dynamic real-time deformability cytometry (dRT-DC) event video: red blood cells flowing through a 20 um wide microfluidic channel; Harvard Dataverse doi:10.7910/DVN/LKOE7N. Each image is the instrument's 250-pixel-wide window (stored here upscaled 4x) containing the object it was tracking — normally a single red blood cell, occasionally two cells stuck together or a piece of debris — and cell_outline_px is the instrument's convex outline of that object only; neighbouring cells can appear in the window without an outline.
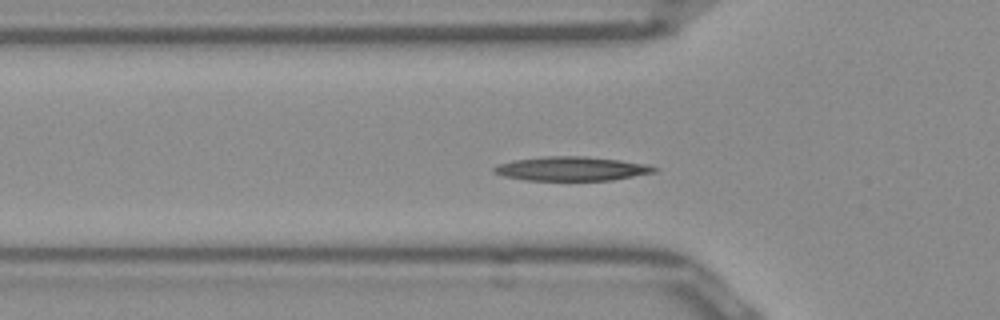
{"species": "Egyptian fruit bat (a non-hibernating species)", "species_latin": "Rousettus aegyptiacus", "temperature_condition": "room temperature", "stored_images_in_passage": 37, "camera_frame_rate_fps": 3000, "um_per_image_px": 0.085, "frame": {"image": 1, "passage_image": 14, "time_ms": 4.333, "image_size_px": [1000, 320], "cell_outline_px": [[660, 168], [656, 172], [612, 180], [524, 180], [504, 176], [492, 172], [492, 168], [496, 164], [512, 160], [544, 156], [584, 156], [620, 160], [648, 164]], "centroid_in_image_um": [48.57, 14.33], "position_along_channel_um": 77.2, "area_um2": 22.72}}
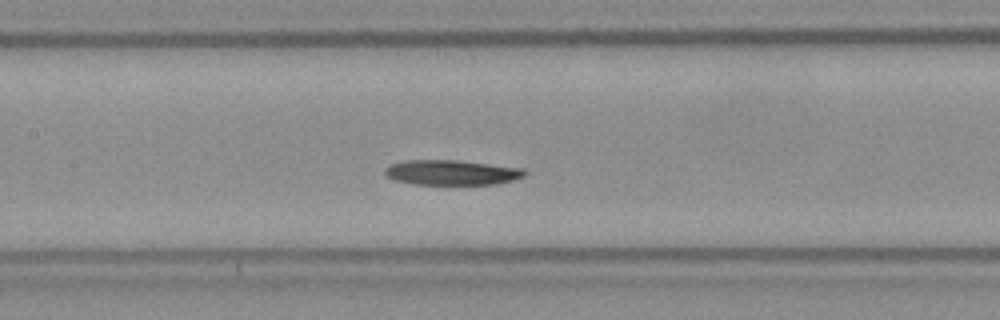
{"frame": {"image": 2, "passage_image": 21, "time_ms": 6.667, "image_size_px": [1000, 320], "cell_outline_px": [[528, 172], [524, 176], [512, 180], [496, 184], [412, 184], [396, 180], [384, 176], [384, 168], [392, 164], [404, 160], [456, 160], [524, 168]], "centroid_in_image_um": [38.37, 14.66], "position_along_channel_um": 169.0, "area_um2": 20.4}}
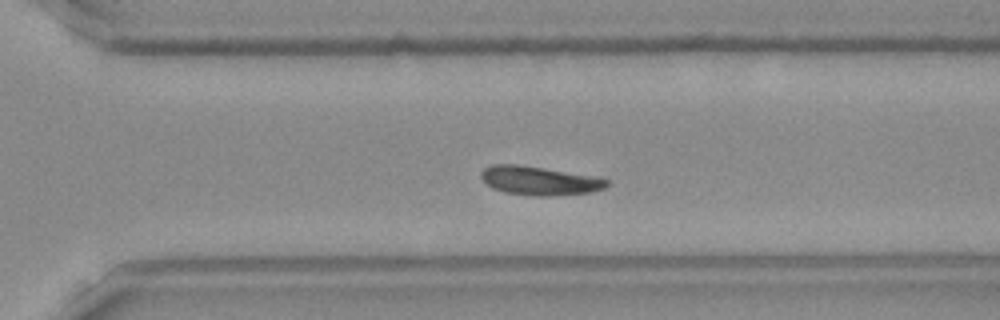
{"frame": {"image": 3, "passage_image": 33, "time_ms": 10.667, "image_size_px": [1000, 320], "cell_outline_px": [[608, 184], [604, 188], [592, 192], [548, 196], [536, 196], [504, 192], [492, 188], [480, 176], [480, 172], [484, 168], [492, 164], [516, 164], [544, 168], [596, 176], [608, 180]], "centroid_in_image_um": [45.84, 15.35], "position_along_channel_um": 324.8, "area_um2": 21.04}}